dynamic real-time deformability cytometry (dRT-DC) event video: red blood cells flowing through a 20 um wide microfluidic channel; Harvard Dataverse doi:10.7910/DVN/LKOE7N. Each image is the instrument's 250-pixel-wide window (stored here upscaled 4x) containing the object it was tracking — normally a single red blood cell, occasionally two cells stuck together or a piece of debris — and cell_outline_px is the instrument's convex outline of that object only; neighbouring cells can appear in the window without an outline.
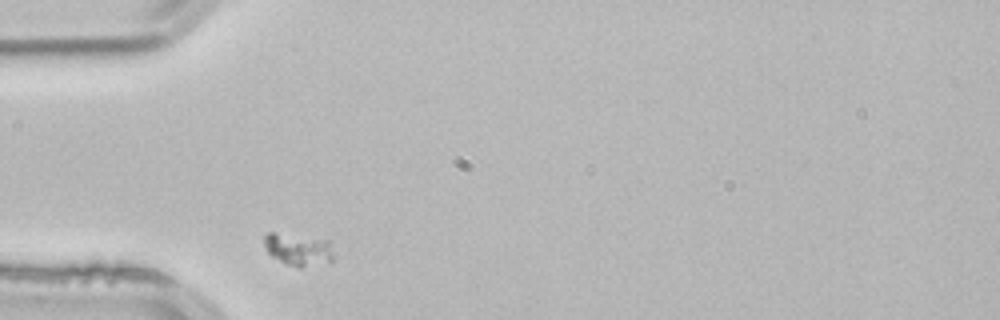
{"species": "common noctule bat (a hibernating species)", "species_latin": "Nyctalus noctula", "temperature_condition": "room temperature", "stored_images_in_passage": 2, "camera_frame_rate_fps": 3000, "um_per_image_px": 0.085, "animal": {"sex": "male", "body_mass_g": 21.5, "forearm_length_mm": 52.0}, "frame": {"image": 1, "passage_image": 1, "time_ms": 0.0, "image_size_px": [1000, 320], "cell_outline_px": [[336, 256], [332, 260], [300, 268], [284, 264], [272, 256], [268, 252], [264, 244], [264, 236], [268, 232], [272, 232], [328, 240]], "centroid_in_image_um": [25.35, 21.21], "position_along_channel_um": 59.6, "area_um2": 13.01}}